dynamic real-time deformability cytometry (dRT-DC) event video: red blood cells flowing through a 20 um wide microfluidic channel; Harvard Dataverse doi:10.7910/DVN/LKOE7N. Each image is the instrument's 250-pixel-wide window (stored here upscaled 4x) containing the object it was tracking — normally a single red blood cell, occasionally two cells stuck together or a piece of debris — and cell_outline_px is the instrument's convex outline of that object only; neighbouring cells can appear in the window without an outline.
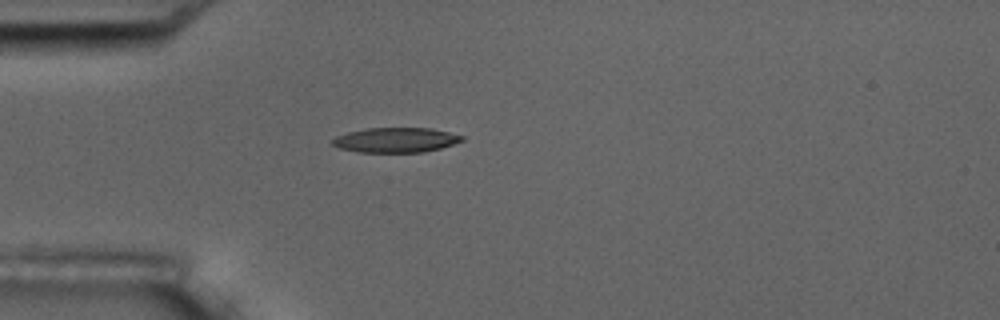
{"species": "common noctule bat (a hibernating species)", "species_latin": "Nyctalus noctula", "temperature_condition": "room temperature", "stored_images_in_passage": 2, "camera_frame_rate_fps": 3000, "um_per_image_px": 0.085, "animal": {"sex": "male", "body_mass_g": 17.5, "forearm_length_mm": 52.3}, "frame": {"image": 1, "passage_image": 2, "time_ms": 1.333, "image_size_px": [1000, 320], "cell_outline_px": [[464, 140], [440, 148], [424, 152], [360, 152], [340, 148], [332, 144], [332, 140], [336, 136], [348, 132], [368, 128], [432, 128], [464, 136]], "centroid_in_image_um": [33.65, 11.9], "position_along_channel_um": 51.4, "area_um2": 18.61}}